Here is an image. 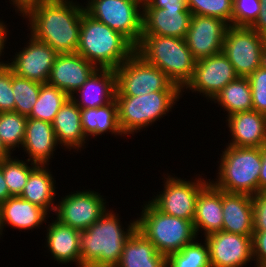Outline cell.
Masks as SVG:
<instances>
[{
	"label": "cell",
	"mask_w": 266,
	"mask_h": 267,
	"mask_svg": "<svg viewBox=\"0 0 266 267\" xmlns=\"http://www.w3.org/2000/svg\"><path fill=\"white\" fill-rule=\"evenodd\" d=\"M85 7L73 0H42L21 15L29 20L30 34L58 54L77 52Z\"/></svg>",
	"instance_id": "obj_1"
},
{
	"label": "cell",
	"mask_w": 266,
	"mask_h": 267,
	"mask_svg": "<svg viewBox=\"0 0 266 267\" xmlns=\"http://www.w3.org/2000/svg\"><path fill=\"white\" fill-rule=\"evenodd\" d=\"M108 210L80 231L81 267H116L126 241L137 229L135 219L125 231L118 214Z\"/></svg>",
	"instance_id": "obj_2"
},
{
	"label": "cell",
	"mask_w": 266,
	"mask_h": 267,
	"mask_svg": "<svg viewBox=\"0 0 266 267\" xmlns=\"http://www.w3.org/2000/svg\"><path fill=\"white\" fill-rule=\"evenodd\" d=\"M134 52L135 46L121 33L83 12L77 54L98 69L115 70Z\"/></svg>",
	"instance_id": "obj_3"
},
{
	"label": "cell",
	"mask_w": 266,
	"mask_h": 267,
	"mask_svg": "<svg viewBox=\"0 0 266 267\" xmlns=\"http://www.w3.org/2000/svg\"><path fill=\"white\" fill-rule=\"evenodd\" d=\"M135 52L158 67L182 92L194 75L197 60L183 38L142 35Z\"/></svg>",
	"instance_id": "obj_4"
},
{
	"label": "cell",
	"mask_w": 266,
	"mask_h": 267,
	"mask_svg": "<svg viewBox=\"0 0 266 267\" xmlns=\"http://www.w3.org/2000/svg\"><path fill=\"white\" fill-rule=\"evenodd\" d=\"M216 188L228 193L254 196L259 193V174L262 165L261 147L226 145L222 151Z\"/></svg>",
	"instance_id": "obj_5"
},
{
	"label": "cell",
	"mask_w": 266,
	"mask_h": 267,
	"mask_svg": "<svg viewBox=\"0 0 266 267\" xmlns=\"http://www.w3.org/2000/svg\"><path fill=\"white\" fill-rule=\"evenodd\" d=\"M137 230L151 241L157 251L169 256L197 239L193 221L167 215L150 201L142 206L136 219Z\"/></svg>",
	"instance_id": "obj_6"
},
{
	"label": "cell",
	"mask_w": 266,
	"mask_h": 267,
	"mask_svg": "<svg viewBox=\"0 0 266 267\" xmlns=\"http://www.w3.org/2000/svg\"><path fill=\"white\" fill-rule=\"evenodd\" d=\"M182 94V91H155L139 96H115L123 136L140 132L166 116Z\"/></svg>",
	"instance_id": "obj_7"
},
{
	"label": "cell",
	"mask_w": 266,
	"mask_h": 267,
	"mask_svg": "<svg viewBox=\"0 0 266 267\" xmlns=\"http://www.w3.org/2000/svg\"><path fill=\"white\" fill-rule=\"evenodd\" d=\"M116 96H139L155 91H181L158 67L134 52L118 68Z\"/></svg>",
	"instance_id": "obj_8"
},
{
	"label": "cell",
	"mask_w": 266,
	"mask_h": 267,
	"mask_svg": "<svg viewBox=\"0 0 266 267\" xmlns=\"http://www.w3.org/2000/svg\"><path fill=\"white\" fill-rule=\"evenodd\" d=\"M88 2V3H87ZM85 11L121 33L135 47L142 37L143 0H88Z\"/></svg>",
	"instance_id": "obj_9"
},
{
	"label": "cell",
	"mask_w": 266,
	"mask_h": 267,
	"mask_svg": "<svg viewBox=\"0 0 266 267\" xmlns=\"http://www.w3.org/2000/svg\"><path fill=\"white\" fill-rule=\"evenodd\" d=\"M266 39L251 27L230 25L223 41V54L239 77H248L260 68L261 52Z\"/></svg>",
	"instance_id": "obj_10"
},
{
	"label": "cell",
	"mask_w": 266,
	"mask_h": 267,
	"mask_svg": "<svg viewBox=\"0 0 266 267\" xmlns=\"http://www.w3.org/2000/svg\"><path fill=\"white\" fill-rule=\"evenodd\" d=\"M208 182L202 176L194 181H186L168 175L164 177V189L154 195L155 198L152 197L150 202L167 215L193 221L197 197Z\"/></svg>",
	"instance_id": "obj_11"
},
{
	"label": "cell",
	"mask_w": 266,
	"mask_h": 267,
	"mask_svg": "<svg viewBox=\"0 0 266 267\" xmlns=\"http://www.w3.org/2000/svg\"><path fill=\"white\" fill-rule=\"evenodd\" d=\"M56 203V219L79 231L86 230L107 210L106 200L91 190L75 191Z\"/></svg>",
	"instance_id": "obj_12"
},
{
	"label": "cell",
	"mask_w": 266,
	"mask_h": 267,
	"mask_svg": "<svg viewBox=\"0 0 266 267\" xmlns=\"http://www.w3.org/2000/svg\"><path fill=\"white\" fill-rule=\"evenodd\" d=\"M238 77L233 65L221 52L197 60L194 75L184 89L203 94L212 101L228 83Z\"/></svg>",
	"instance_id": "obj_13"
},
{
	"label": "cell",
	"mask_w": 266,
	"mask_h": 267,
	"mask_svg": "<svg viewBox=\"0 0 266 267\" xmlns=\"http://www.w3.org/2000/svg\"><path fill=\"white\" fill-rule=\"evenodd\" d=\"M230 25L217 17L192 15L185 42L196 60L223 51V41Z\"/></svg>",
	"instance_id": "obj_14"
},
{
	"label": "cell",
	"mask_w": 266,
	"mask_h": 267,
	"mask_svg": "<svg viewBox=\"0 0 266 267\" xmlns=\"http://www.w3.org/2000/svg\"><path fill=\"white\" fill-rule=\"evenodd\" d=\"M211 267H244L253 261L252 236L215 232L205 236Z\"/></svg>",
	"instance_id": "obj_15"
},
{
	"label": "cell",
	"mask_w": 266,
	"mask_h": 267,
	"mask_svg": "<svg viewBox=\"0 0 266 267\" xmlns=\"http://www.w3.org/2000/svg\"><path fill=\"white\" fill-rule=\"evenodd\" d=\"M31 36V37H30ZM26 47L16 52L8 66L14 74L39 83H47L51 68L58 53L48 44L30 35Z\"/></svg>",
	"instance_id": "obj_16"
},
{
	"label": "cell",
	"mask_w": 266,
	"mask_h": 267,
	"mask_svg": "<svg viewBox=\"0 0 266 267\" xmlns=\"http://www.w3.org/2000/svg\"><path fill=\"white\" fill-rule=\"evenodd\" d=\"M96 69L80 54H58L47 83L56 86L71 97Z\"/></svg>",
	"instance_id": "obj_17"
},
{
	"label": "cell",
	"mask_w": 266,
	"mask_h": 267,
	"mask_svg": "<svg viewBox=\"0 0 266 267\" xmlns=\"http://www.w3.org/2000/svg\"><path fill=\"white\" fill-rule=\"evenodd\" d=\"M142 9V35L185 38L193 15L189 9Z\"/></svg>",
	"instance_id": "obj_18"
},
{
	"label": "cell",
	"mask_w": 266,
	"mask_h": 267,
	"mask_svg": "<svg viewBox=\"0 0 266 267\" xmlns=\"http://www.w3.org/2000/svg\"><path fill=\"white\" fill-rule=\"evenodd\" d=\"M116 92L115 70L97 68L71 98L80 109L97 108L114 101Z\"/></svg>",
	"instance_id": "obj_19"
},
{
	"label": "cell",
	"mask_w": 266,
	"mask_h": 267,
	"mask_svg": "<svg viewBox=\"0 0 266 267\" xmlns=\"http://www.w3.org/2000/svg\"><path fill=\"white\" fill-rule=\"evenodd\" d=\"M227 126L232 139L227 145L235 147H262L266 144V116L255 110L229 115Z\"/></svg>",
	"instance_id": "obj_20"
},
{
	"label": "cell",
	"mask_w": 266,
	"mask_h": 267,
	"mask_svg": "<svg viewBox=\"0 0 266 267\" xmlns=\"http://www.w3.org/2000/svg\"><path fill=\"white\" fill-rule=\"evenodd\" d=\"M58 146L52 124L43 120L27 118L22 148L28 154V161L37 165H49ZM52 156V157H51Z\"/></svg>",
	"instance_id": "obj_21"
},
{
	"label": "cell",
	"mask_w": 266,
	"mask_h": 267,
	"mask_svg": "<svg viewBox=\"0 0 266 267\" xmlns=\"http://www.w3.org/2000/svg\"><path fill=\"white\" fill-rule=\"evenodd\" d=\"M193 225L196 234L203 231L204 237L222 231V190L216 188L210 179L197 197Z\"/></svg>",
	"instance_id": "obj_22"
},
{
	"label": "cell",
	"mask_w": 266,
	"mask_h": 267,
	"mask_svg": "<svg viewBox=\"0 0 266 267\" xmlns=\"http://www.w3.org/2000/svg\"><path fill=\"white\" fill-rule=\"evenodd\" d=\"M222 209V231L243 236L253 235L252 196L222 191Z\"/></svg>",
	"instance_id": "obj_23"
},
{
	"label": "cell",
	"mask_w": 266,
	"mask_h": 267,
	"mask_svg": "<svg viewBox=\"0 0 266 267\" xmlns=\"http://www.w3.org/2000/svg\"><path fill=\"white\" fill-rule=\"evenodd\" d=\"M47 214L42 207L19 196L9 197L0 204V236L6 224L21 230L39 228L43 222L46 223Z\"/></svg>",
	"instance_id": "obj_24"
},
{
	"label": "cell",
	"mask_w": 266,
	"mask_h": 267,
	"mask_svg": "<svg viewBox=\"0 0 266 267\" xmlns=\"http://www.w3.org/2000/svg\"><path fill=\"white\" fill-rule=\"evenodd\" d=\"M46 247L58 264L75 262L81 267L80 231L60 223L57 219L48 224Z\"/></svg>",
	"instance_id": "obj_25"
},
{
	"label": "cell",
	"mask_w": 266,
	"mask_h": 267,
	"mask_svg": "<svg viewBox=\"0 0 266 267\" xmlns=\"http://www.w3.org/2000/svg\"><path fill=\"white\" fill-rule=\"evenodd\" d=\"M52 127L58 144L66 147L69 151L74 148L77 151L79 148L81 150L88 139L82 129L81 109L71 97L57 112Z\"/></svg>",
	"instance_id": "obj_26"
},
{
	"label": "cell",
	"mask_w": 266,
	"mask_h": 267,
	"mask_svg": "<svg viewBox=\"0 0 266 267\" xmlns=\"http://www.w3.org/2000/svg\"><path fill=\"white\" fill-rule=\"evenodd\" d=\"M116 267H166V256L136 229L126 241Z\"/></svg>",
	"instance_id": "obj_27"
},
{
	"label": "cell",
	"mask_w": 266,
	"mask_h": 267,
	"mask_svg": "<svg viewBox=\"0 0 266 267\" xmlns=\"http://www.w3.org/2000/svg\"><path fill=\"white\" fill-rule=\"evenodd\" d=\"M46 165H37L29 174L28 181L19 196L36 204L47 212L55 211L56 187L55 180ZM50 210V211H49Z\"/></svg>",
	"instance_id": "obj_28"
},
{
	"label": "cell",
	"mask_w": 266,
	"mask_h": 267,
	"mask_svg": "<svg viewBox=\"0 0 266 267\" xmlns=\"http://www.w3.org/2000/svg\"><path fill=\"white\" fill-rule=\"evenodd\" d=\"M82 129L85 136L104 135V133L111 132L116 136L122 137L123 133L120 130L118 123V113L116 101L97 107L81 109Z\"/></svg>",
	"instance_id": "obj_29"
},
{
	"label": "cell",
	"mask_w": 266,
	"mask_h": 267,
	"mask_svg": "<svg viewBox=\"0 0 266 267\" xmlns=\"http://www.w3.org/2000/svg\"><path fill=\"white\" fill-rule=\"evenodd\" d=\"M212 101L227 111V117L237 112L253 110L252 92L248 78L238 77L228 83Z\"/></svg>",
	"instance_id": "obj_30"
},
{
	"label": "cell",
	"mask_w": 266,
	"mask_h": 267,
	"mask_svg": "<svg viewBox=\"0 0 266 267\" xmlns=\"http://www.w3.org/2000/svg\"><path fill=\"white\" fill-rule=\"evenodd\" d=\"M68 98L69 96L61 89L43 83L40 87L38 100L28 118L39 119L52 124L57 112Z\"/></svg>",
	"instance_id": "obj_31"
},
{
	"label": "cell",
	"mask_w": 266,
	"mask_h": 267,
	"mask_svg": "<svg viewBox=\"0 0 266 267\" xmlns=\"http://www.w3.org/2000/svg\"><path fill=\"white\" fill-rule=\"evenodd\" d=\"M193 242L185 245L179 252L166 257V267H211L209 248L206 243Z\"/></svg>",
	"instance_id": "obj_32"
},
{
	"label": "cell",
	"mask_w": 266,
	"mask_h": 267,
	"mask_svg": "<svg viewBox=\"0 0 266 267\" xmlns=\"http://www.w3.org/2000/svg\"><path fill=\"white\" fill-rule=\"evenodd\" d=\"M27 118L14 111L0 113V139L11 153L22 147Z\"/></svg>",
	"instance_id": "obj_33"
},
{
	"label": "cell",
	"mask_w": 266,
	"mask_h": 267,
	"mask_svg": "<svg viewBox=\"0 0 266 267\" xmlns=\"http://www.w3.org/2000/svg\"><path fill=\"white\" fill-rule=\"evenodd\" d=\"M42 83L19 77L12 70V89L15 99L14 112L29 116L39 97Z\"/></svg>",
	"instance_id": "obj_34"
},
{
	"label": "cell",
	"mask_w": 266,
	"mask_h": 267,
	"mask_svg": "<svg viewBox=\"0 0 266 267\" xmlns=\"http://www.w3.org/2000/svg\"><path fill=\"white\" fill-rule=\"evenodd\" d=\"M28 162V160L24 161L19 158L13 159V156L2 160V173L11 196L21 195L30 172L37 166L33 162Z\"/></svg>",
	"instance_id": "obj_35"
},
{
	"label": "cell",
	"mask_w": 266,
	"mask_h": 267,
	"mask_svg": "<svg viewBox=\"0 0 266 267\" xmlns=\"http://www.w3.org/2000/svg\"><path fill=\"white\" fill-rule=\"evenodd\" d=\"M193 15L217 17L232 25L233 2L231 0H186Z\"/></svg>",
	"instance_id": "obj_36"
},
{
	"label": "cell",
	"mask_w": 266,
	"mask_h": 267,
	"mask_svg": "<svg viewBox=\"0 0 266 267\" xmlns=\"http://www.w3.org/2000/svg\"><path fill=\"white\" fill-rule=\"evenodd\" d=\"M260 0H236L233 2L232 26L251 27L261 11Z\"/></svg>",
	"instance_id": "obj_37"
},
{
	"label": "cell",
	"mask_w": 266,
	"mask_h": 267,
	"mask_svg": "<svg viewBox=\"0 0 266 267\" xmlns=\"http://www.w3.org/2000/svg\"><path fill=\"white\" fill-rule=\"evenodd\" d=\"M253 110L266 116V69L258 68L248 77Z\"/></svg>",
	"instance_id": "obj_38"
},
{
	"label": "cell",
	"mask_w": 266,
	"mask_h": 267,
	"mask_svg": "<svg viewBox=\"0 0 266 267\" xmlns=\"http://www.w3.org/2000/svg\"><path fill=\"white\" fill-rule=\"evenodd\" d=\"M14 106L12 69L8 65H3L0 66V113L13 112Z\"/></svg>",
	"instance_id": "obj_39"
},
{
	"label": "cell",
	"mask_w": 266,
	"mask_h": 267,
	"mask_svg": "<svg viewBox=\"0 0 266 267\" xmlns=\"http://www.w3.org/2000/svg\"><path fill=\"white\" fill-rule=\"evenodd\" d=\"M254 231H266V192L252 196Z\"/></svg>",
	"instance_id": "obj_40"
},
{
	"label": "cell",
	"mask_w": 266,
	"mask_h": 267,
	"mask_svg": "<svg viewBox=\"0 0 266 267\" xmlns=\"http://www.w3.org/2000/svg\"><path fill=\"white\" fill-rule=\"evenodd\" d=\"M252 247L256 267H266V231L253 232Z\"/></svg>",
	"instance_id": "obj_41"
},
{
	"label": "cell",
	"mask_w": 266,
	"mask_h": 267,
	"mask_svg": "<svg viewBox=\"0 0 266 267\" xmlns=\"http://www.w3.org/2000/svg\"><path fill=\"white\" fill-rule=\"evenodd\" d=\"M143 8L188 9L186 0H143Z\"/></svg>",
	"instance_id": "obj_42"
},
{
	"label": "cell",
	"mask_w": 266,
	"mask_h": 267,
	"mask_svg": "<svg viewBox=\"0 0 266 267\" xmlns=\"http://www.w3.org/2000/svg\"><path fill=\"white\" fill-rule=\"evenodd\" d=\"M261 1V11L259 12L258 18L251 26L261 37L266 39V0Z\"/></svg>",
	"instance_id": "obj_43"
},
{
	"label": "cell",
	"mask_w": 266,
	"mask_h": 267,
	"mask_svg": "<svg viewBox=\"0 0 266 267\" xmlns=\"http://www.w3.org/2000/svg\"><path fill=\"white\" fill-rule=\"evenodd\" d=\"M262 165L259 174V192H266V144L261 147Z\"/></svg>",
	"instance_id": "obj_44"
},
{
	"label": "cell",
	"mask_w": 266,
	"mask_h": 267,
	"mask_svg": "<svg viewBox=\"0 0 266 267\" xmlns=\"http://www.w3.org/2000/svg\"><path fill=\"white\" fill-rule=\"evenodd\" d=\"M4 23H6V22H2L0 20V58H1V55H4V54H2V52L4 53V49H5L4 46H6V40L8 38V37H6V36H8L7 35L8 28H6L7 26ZM7 64L8 63H6V62L4 63L3 61L0 62V66L7 65Z\"/></svg>",
	"instance_id": "obj_45"
},
{
	"label": "cell",
	"mask_w": 266,
	"mask_h": 267,
	"mask_svg": "<svg viewBox=\"0 0 266 267\" xmlns=\"http://www.w3.org/2000/svg\"><path fill=\"white\" fill-rule=\"evenodd\" d=\"M9 197H12L9 193L8 186L2 173V161L0 162V204L5 202Z\"/></svg>",
	"instance_id": "obj_46"
},
{
	"label": "cell",
	"mask_w": 266,
	"mask_h": 267,
	"mask_svg": "<svg viewBox=\"0 0 266 267\" xmlns=\"http://www.w3.org/2000/svg\"><path fill=\"white\" fill-rule=\"evenodd\" d=\"M40 1L42 0H11L10 2L15 7V11L22 14L29 6Z\"/></svg>",
	"instance_id": "obj_47"
},
{
	"label": "cell",
	"mask_w": 266,
	"mask_h": 267,
	"mask_svg": "<svg viewBox=\"0 0 266 267\" xmlns=\"http://www.w3.org/2000/svg\"><path fill=\"white\" fill-rule=\"evenodd\" d=\"M11 153L6 147L5 145L2 143L1 139H0V162L8 157L11 156Z\"/></svg>",
	"instance_id": "obj_48"
},
{
	"label": "cell",
	"mask_w": 266,
	"mask_h": 267,
	"mask_svg": "<svg viewBox=\"0 0 266 267\" xmlns=\"http://www.w3.org/2000/svg\"><path fill=\"white\" fill-rule=\"evenodd\" d=\"M260 67L266 69V45L261 52Z\"/></svg>",
	"instance_id": "obj_49"
}]
</instances>
